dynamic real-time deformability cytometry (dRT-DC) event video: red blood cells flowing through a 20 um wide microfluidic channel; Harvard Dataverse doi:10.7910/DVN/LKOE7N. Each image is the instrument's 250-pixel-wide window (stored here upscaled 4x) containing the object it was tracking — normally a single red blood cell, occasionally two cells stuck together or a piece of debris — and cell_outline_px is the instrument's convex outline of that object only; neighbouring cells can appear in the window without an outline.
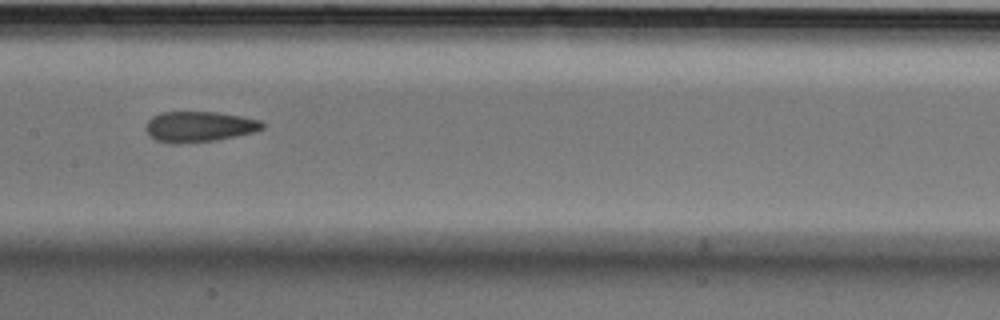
{"species": "Egyptian fruit bat (a non-hibernating species)", "species_latin": "Rousettus aegyptiacus", "temperature_condition": "cold", "stored_images_in_passage": 9, "camera_frame_rate_fps": 3000, "um_per_image_px": 0.085, "animal": {"sex": "male"}, "frame": {"image": 1, "passage_image": 8, "time_ms": 2.333, "image_size_px": [1000, 320], "cell_outline_px": [[264, 128], [256, 132], [216, 140], [176, 144], [172, 144], [156, 140], [148, 136], [144, 128], [144, 124], [152, 116], [160, 112], [216, 112], [240, 116], [260, 120], [264, 124]], "centroid_in_image_um": [16.88, 10.77], "position_along_channel_um": 190.5, "area_um2": 21.04}}
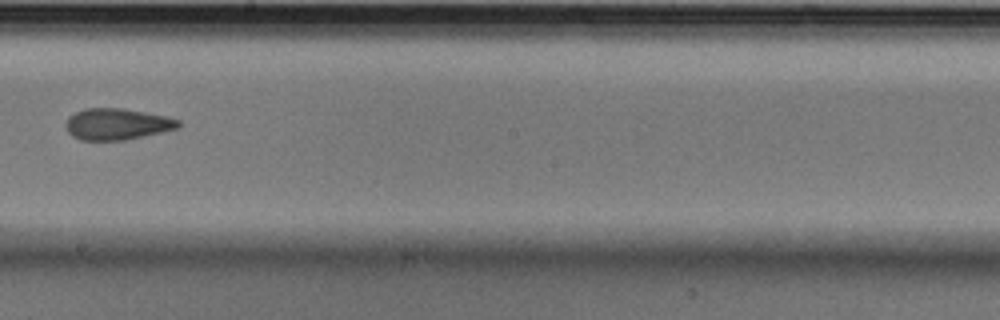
{"frame": {"image": 2, "passage_image": 9, "time_ms": 2.667, "image_size_px": [1000, 320], "cell_outline_px": [[180, 128], [124, 140], [80, 140], [72, 136], [68, 132], [64, 124], [68, 116], [84, 108], [120, 108], [168, 116], [180, 120]], "centroid_in_image_um": [9.93, 10.54], "position_along_channel_um": 238.3, "area_um2": 20.69}}